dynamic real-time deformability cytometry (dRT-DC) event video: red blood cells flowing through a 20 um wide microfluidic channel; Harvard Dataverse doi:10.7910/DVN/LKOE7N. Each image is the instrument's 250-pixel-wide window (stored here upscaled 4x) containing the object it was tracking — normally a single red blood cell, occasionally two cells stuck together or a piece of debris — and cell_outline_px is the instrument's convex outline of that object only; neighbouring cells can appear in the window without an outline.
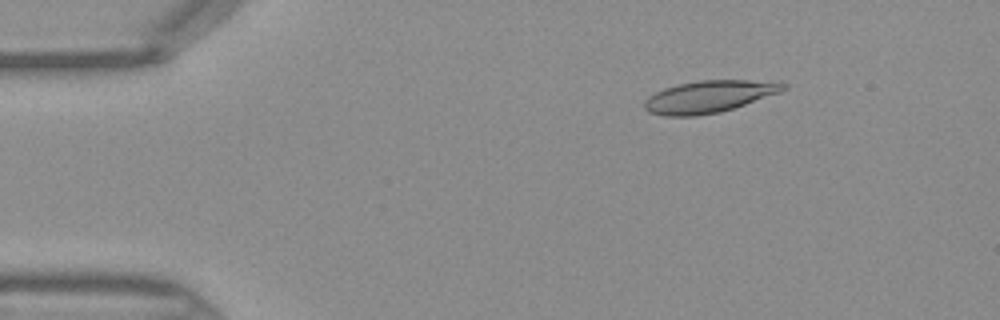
{"species": "Egyptian fruit bat (a non-hibernating species)", "species_latin": "Rousettus aegyptiacus", "temperature_condition": "warm", "stored_images_in_passage": 39, "camera_frame_rate_fps": 3000, "um_per_image_px": 0.085, "frame": {"image": 1, "passage_image": 7, "time_ms": 2.0, "image_size_px": [1000, 320], "cell_outline_px": [[788, 88], [780, 92], [720, 112], [696, 116], [664, 116], [648, 112], [644, 108], [644, 100], [648, 96], [664, 88], [680, 84], [700, 80], [748, 80], [788, 84]], "centroid_in_image_um": [60.21, 8.22], "position_along_channel_um": 24.8, "area_um2": 25.66}}
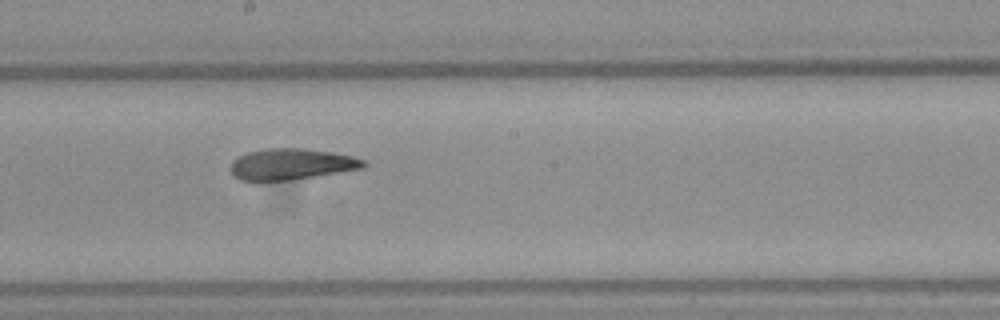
{"frame": {"image": 2, "passage_image": 25, "time_ms": 8.0, "image_size_px": [1000, 320], "cell_outline_px": [[368, 164], [364, 168], [292, 180], [240, 180], [232, 172], [232, 164], [240, 156], [248, 152], [268, 148], [304, 148], [332, 152], [352, 156], [364, 160]], "centroid_in_image_um": [24.85, 13.95], "position_along_channel_um": 223.4, "area_um2": 23.81}}
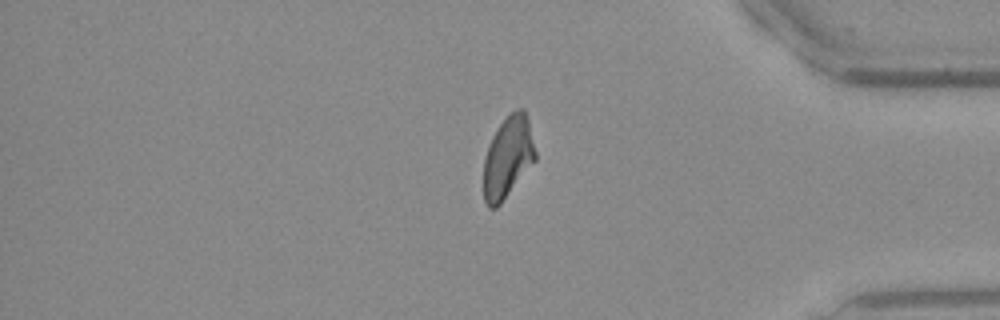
{"frame": {"image": 3, "passage_image": 38, "time_ms": 12.333, "image_size_px": [1000, 320], "cell_outline_px": [[536, 160], [500, 204], [496, 208], [488, 208], [484, 200], [484, 160], [492, 136], [500, 124], [516, 108], [524, 108], [528, 120], [536, 152]], "centroid_in_image_um": [43.17, 13.38], "position_along_channel_um": 392.0, "area_um2": 24.33}}